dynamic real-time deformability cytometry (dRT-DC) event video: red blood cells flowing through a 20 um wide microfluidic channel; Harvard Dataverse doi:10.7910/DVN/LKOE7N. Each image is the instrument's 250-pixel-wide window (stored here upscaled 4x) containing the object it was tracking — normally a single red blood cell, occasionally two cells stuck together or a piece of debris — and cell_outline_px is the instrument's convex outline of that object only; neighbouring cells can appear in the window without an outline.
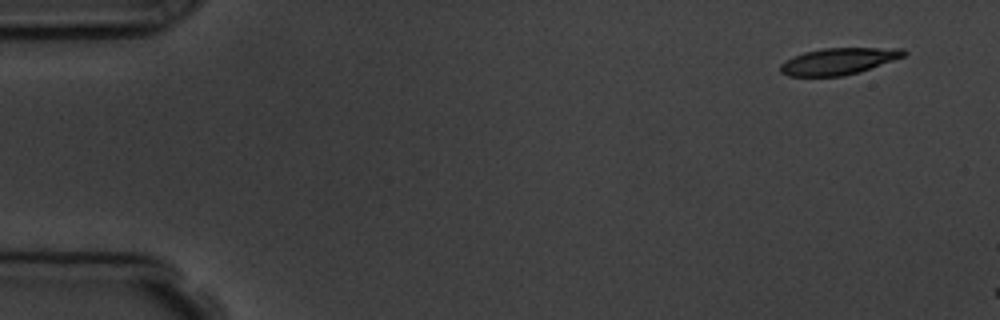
{"species": "common noctule bat (a hibernating species)", "species_latin": "Nyctalus noctula", "temperature_condition": "room temperature", "stored_images_in_passage": 3, "camera_frame_rate_fps": 3000, "um_per_image_px": 0.085, "animal": {"sex": "male", "body_mass_g": 19.5, "forearm_length_mm": 54.6}, "frame": {"image": 1, "passage_image": 1, "time_ms": 0.0, "image_size_px": [1000, 320], "cell_outline_px": [[908, 52], [904, 56], [856, 72], [840, 76], [788, 76], [780, 72], [780, 64], [792, 56], [804, 52], [824, 48], [904, 48]], "centroid_in_image_um": [71.22, 5.19], "position_along_channel_um": 13.8, "area_um2": 18.84}}